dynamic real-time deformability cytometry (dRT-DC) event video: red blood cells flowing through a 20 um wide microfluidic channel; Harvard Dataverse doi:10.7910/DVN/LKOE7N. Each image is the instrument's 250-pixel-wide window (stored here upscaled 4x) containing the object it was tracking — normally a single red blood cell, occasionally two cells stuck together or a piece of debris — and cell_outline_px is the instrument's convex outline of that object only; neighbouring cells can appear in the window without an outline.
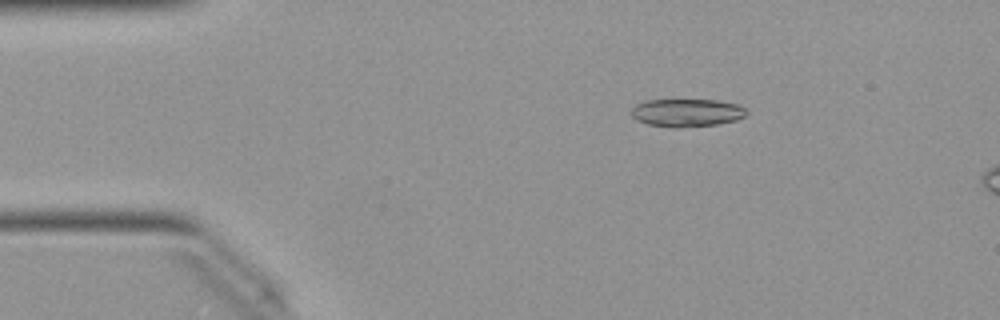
{"species": "Egyptian fruit bat (a non-hibernating species)", "species_latin": "Rousettus aegyptiacus", "temperature_condition": "warm", "stored_images_in_passage": 13, "camera_frame_rate_fps": 3000, "um_per_image_px": 0.085, "animal": {"sex": "female"}, "frame": {"image": 1, "passage_image": 8, "time_ms": 2.333, "image_size_px": [1000, 320], "cell_outline_px": [[748, 112], [744, 116], [736, 120], [716, 124], [676, 128], [672, 128], [648, 124], [636, 120], [632, 116], [632, 108], [636, 104], [648, 100], [716, 100], [736, 104], [744, 108]], "centroid_in_image_um": [58.36, 9.58], "position_along_channel_um": 26.6, "area_um2": 18.61}}